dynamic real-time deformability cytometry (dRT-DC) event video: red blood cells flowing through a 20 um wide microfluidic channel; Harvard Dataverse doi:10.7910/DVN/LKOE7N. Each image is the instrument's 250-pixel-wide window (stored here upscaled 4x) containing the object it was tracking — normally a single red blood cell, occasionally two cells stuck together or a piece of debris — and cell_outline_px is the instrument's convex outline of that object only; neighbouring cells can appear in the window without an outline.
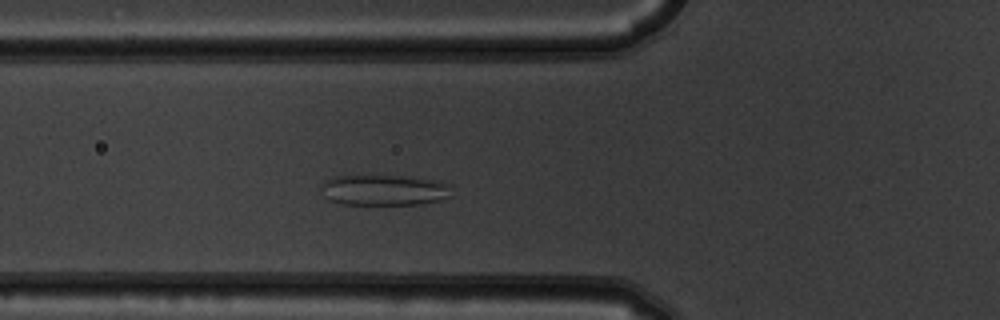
{"species": "common noctule bat (a hibernating species)", "species_latin": "Nyctalus noctula", "temperature_condition": "warm", "stored_images_in_passage": 3, "camera_frame_rate_fps": 3000, "um_per_image_px": 0.085, "animal": {"sex": "male", "body_mass_g": 19.5, "forearm_length_mm": 54.6}, "frame": {"image": 1, "passage_image": 3, "time_ms": 0.667, "image_size_px": [1000, 320], "cell_outline_px": [[452, 196], [440, 200], [420, 204], [344, 204], [328, 200], [324, 196], [320, 188], [320, 184], [324, 180], [332, 176], [364, 172], [412, 176], [436, 180], [452, 184]], "centroid_in_image_um": [32.62, 16.08], "position_along_channel_um": 93.2, "area_um2": 24.97}}